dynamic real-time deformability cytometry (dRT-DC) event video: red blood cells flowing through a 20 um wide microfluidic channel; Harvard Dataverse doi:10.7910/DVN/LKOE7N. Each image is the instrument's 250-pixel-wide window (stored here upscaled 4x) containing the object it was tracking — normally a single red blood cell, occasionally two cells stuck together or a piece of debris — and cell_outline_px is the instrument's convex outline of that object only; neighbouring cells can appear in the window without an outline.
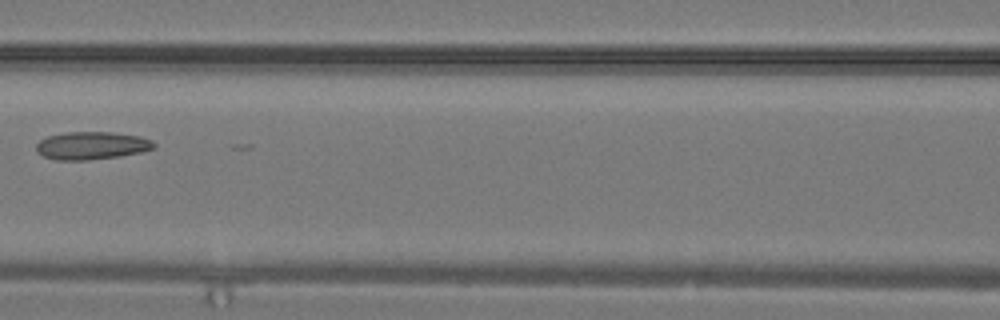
{"species": "common noctule bat (a hibernating species)", "species_latin": "Nyctalus noctula", "temperature_condition": "warm", "stored_images_in_passage": 10, "camera_frame_rate_fps": 3000, "um_per_image_px": 0.085, "animal": {"sex": "male", "body_mass_g": 19.2, "forearm_length_mm": 51.8}, "frame": {"image": 1, "passage_image": 9, "time_ms": 2.667, "image_size_px": [1000, 320], "cell_outline_px": [[156, 148], [140, 152], [120, 156], [88, 160], [56, 160], [44, 156], [36, 152], [36, 144], [40, 140], [48, 136], [64, 132], [112, 132], [140, 136], [152, 140], [156, 144]], "centroid_in_image_um": [7.8, 12.37], "position_along_channel_um": 158.8, "area_um2": 19.19}}